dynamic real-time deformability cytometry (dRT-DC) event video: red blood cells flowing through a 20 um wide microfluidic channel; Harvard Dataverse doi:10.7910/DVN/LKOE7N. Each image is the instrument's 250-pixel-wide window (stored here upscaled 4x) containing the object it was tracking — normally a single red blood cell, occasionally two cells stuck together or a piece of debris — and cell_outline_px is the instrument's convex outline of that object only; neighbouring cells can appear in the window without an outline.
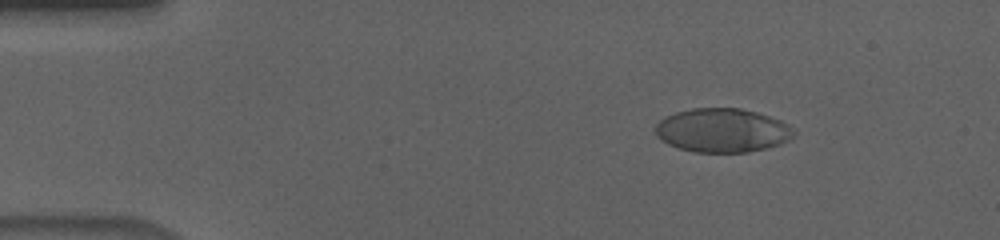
{"species": "human", "species_latin": "Homo sapiens", "temperature_condition": "cold", "stored_images_in_passage": 56, "camera_frame_rate_fps": 3000, "um_per_image_px": 0.085, "donor": {"sex": "male"}, "frame": {"image": 1, "passage_image": 8, "time_ms": 2.333, "image_size_px": [1000, 240], "cell_outline_px": [[796, 132], [788, 140], [780, 144], [768, 148], [748, 152], [692, 152], [668, 144], [656, 136], [656, 124], [660, 120], [676, 112], [692, 108], [740, 108], [756, 112], [780, 120], [792, 128]], "centroid_in_image_um": [61.4, 11.08], "position_along_channel_um": 23.6, "area_um2": 35.26}}
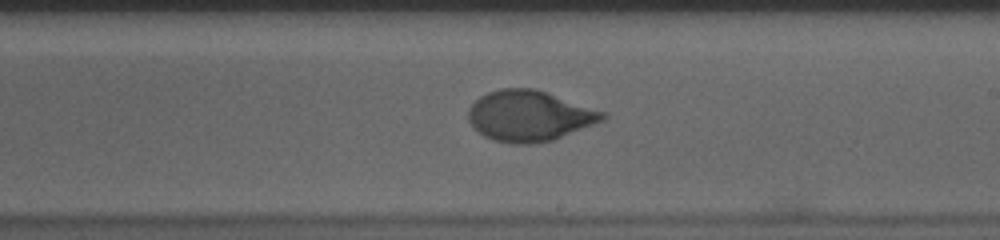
{"frame": {"image": 2, "passage_image": 33, "time_ms": 10.667, "image_size_px": [1000, 240], "cell_outline_px": [[608, 116], [604, 120], [552, 140], [532, 144], [512, 144], [492, 140], [484, 136], [472, 128], [468, 120], [468, 108], [480, 96], [488, 92], [500, 88], [536, 88], [608, 112]], "centroid_in_image_um": [45.0, 9.84], "position_along_channel_um": 244.0, "area_um2": 40.11}}
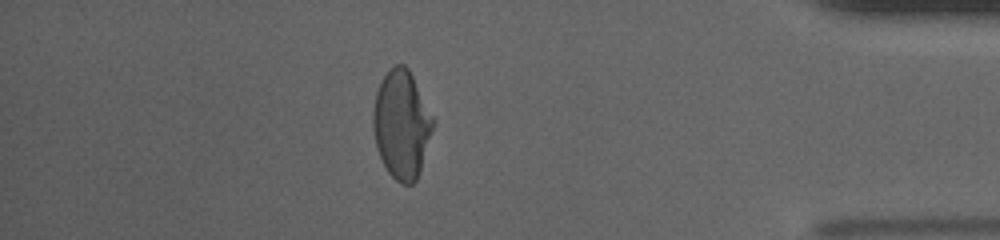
{"frame": {"image": 3, "passage_image": 49, "time_ms": 16.0, "image_size_px": [1000, 240], "cell_outline_px": [[436, 120], [416, 180], [412, 184], [400, 184], [388, 172], [376, 148], [372, 128], [372, 112], [376, 92], [388, 68], [396, 64], [404, 64], [408, 68]], "centroid_in_image_um": [34.13, 10.55], "position_along_channel_um": 401.1, "area_um2": 37.86}, "authors_computed_cell_mechanics": {"area_um2": 38.4659, "velocity_mm_per_s": 3.6424, "shape_relaxation_time_tau1_ms": 4.448, "shape_relaxation_time_tau2_ms": null, "deformation_change_tau1": 0.1905, "deformation_change_tau2": null}}